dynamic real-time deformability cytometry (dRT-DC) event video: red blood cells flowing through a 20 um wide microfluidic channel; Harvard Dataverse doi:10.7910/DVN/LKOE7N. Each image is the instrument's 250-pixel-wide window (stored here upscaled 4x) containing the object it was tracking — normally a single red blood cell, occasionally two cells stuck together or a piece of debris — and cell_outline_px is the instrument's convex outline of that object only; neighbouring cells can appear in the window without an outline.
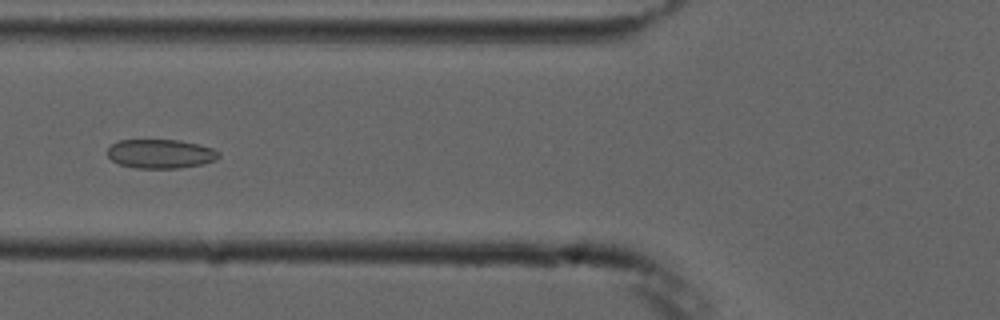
{"species": "common noctule bat (a hibernating species)", "species_latin": "Nyctalus noctula", "temperature_condition": "cold", "stored_images_in_passage": 6, "camera_frame_rate_fps": 3000, "um_per_image_px": 0.085, "animal": {"sex": "male", "forearm_length_mm": 52.5}, "frame": {"image": 1, "passage_image": 5, "time_ms": 5.667, "image_size_px": [1000, 320], "cell_outline_px": [[220, 156], [216, 160], [204, 164], [180, 168], [136, 168], [120, 164], [112, 160], [108, 156], [108, 148], [112, 144], [120, 140], [180, 140], [200, 144], [212, 148], [220, 152]], "centroid_in_image_um": [13.69, 13.07], "position_along_channel_um": 112.1, "area_um2": 18.96}}
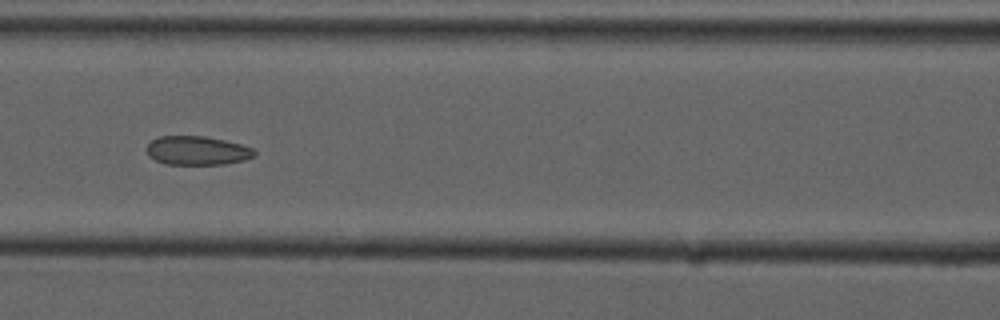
{"frame": {"image": 2, "passage_image": 6, "time_ms": 6.667, "image_size_px": [1000, 320], "cell_outline_px": [[256, 156], [244, 160], [224, 164], [164, 164], [148, 156], [148, 144], [152, 140], [160, 136], [204, 136], [224, 140], [240, 144], [252, 148], [256, 152]], "centroid_in_image_um": [16.77, 12.8], "position_along_channel_um": 149.8, "area_um2": 18.03}}